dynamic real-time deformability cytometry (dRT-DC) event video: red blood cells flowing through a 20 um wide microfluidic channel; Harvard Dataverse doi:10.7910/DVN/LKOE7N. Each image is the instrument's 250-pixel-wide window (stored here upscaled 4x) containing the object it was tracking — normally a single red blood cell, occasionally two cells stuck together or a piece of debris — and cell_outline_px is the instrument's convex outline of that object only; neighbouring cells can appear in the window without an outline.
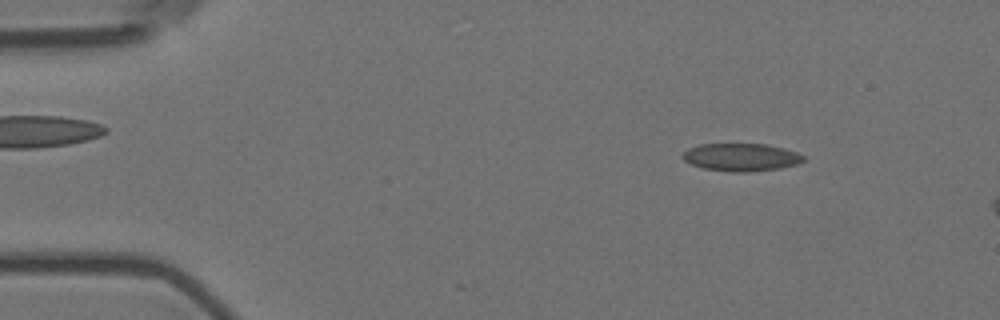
{"species": "Egyptian fruit bat (a non-hibernating species)", "species_latin": "Rousettus aegyptiacus", "temperature_condition": "room temperature", "stored_images_in_passage": 9, "camera_frame_rate_fps": 3000, "um_per_image_px": 0.085, "animal": {"sex": "female"}, "frame": {"image": 1, "passage_image": 7, "time_ms": 2.0, "image_size_px": [1000, 320], "cell_outline_px": [[804, 160], [796, 164], [780, 168], [748, 172], [728, 172], [704, 168], [692, 164], [684, 160], [680, 156], [688, 148], [700, 144], [768, 144], [784, 148], [796, 152], [804, 156]], "centroid_in_image_um": [62.98, 13.36], "position_along_channel_um": 22.0, "area_um2": 19.54}}